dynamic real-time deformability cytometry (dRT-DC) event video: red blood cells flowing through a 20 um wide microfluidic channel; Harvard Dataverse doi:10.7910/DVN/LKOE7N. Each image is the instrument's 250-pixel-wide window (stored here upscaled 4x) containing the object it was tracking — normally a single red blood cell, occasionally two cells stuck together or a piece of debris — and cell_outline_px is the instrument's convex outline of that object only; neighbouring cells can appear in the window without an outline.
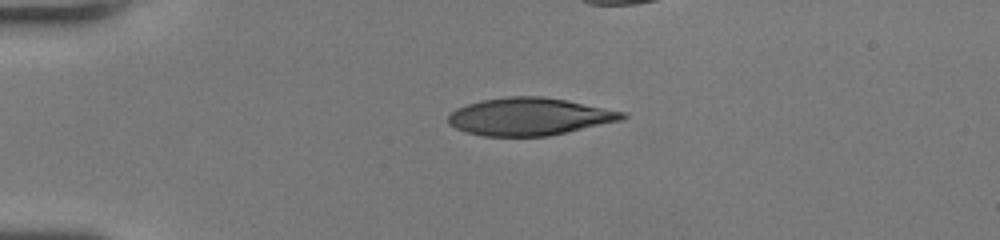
{"species": "human", "species_latin": "Homo sapiens", "temperature_condition": "room temperature", "stored_images_in_passage": 34, "camera_frame_rate_fps": 3000, "um_per_image_px": 0.085, "donor": {"sex": "female"}, "frame": {"image": 1, "passage_image": 1, "time_ms": 0.0, "image_size_px": [1000, 240], "cell_outline_px": [[628, 116], [624, 120], [568, 132], [548, 136], [484, 136], [468, 132], [456, 128], [448, 124], [448, 116], [456, 108], [480, 100], [508, 96], [540, 96], [564, 100], [628, 112]], "centroid_in_image_um": [45.04, 9.91], "position_along_channel_um": 40.0, "area_um2": 38.15}}
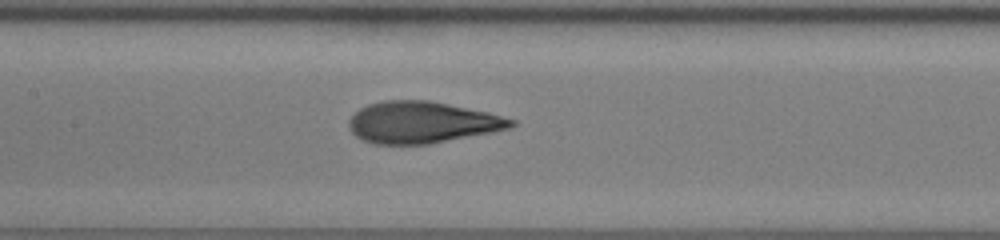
{"frame": {"image": 2, "passage_image": 14, "time_ms": 4.333, "image_size_px": [1000, 240], "cell_outline_px": [[516, 124], [512, 128], [492, 132], [428, 144], [372, 144], [356, 136], [348, 128], [348, 120], [360, 108], [368, 104], [384, 100], [428, 100], [488, 112], [516, 120]], "centroid_in_image_um": [35.87, 10.4], "position_along_channel_um": 171.5, "area_um2": 39.3}}
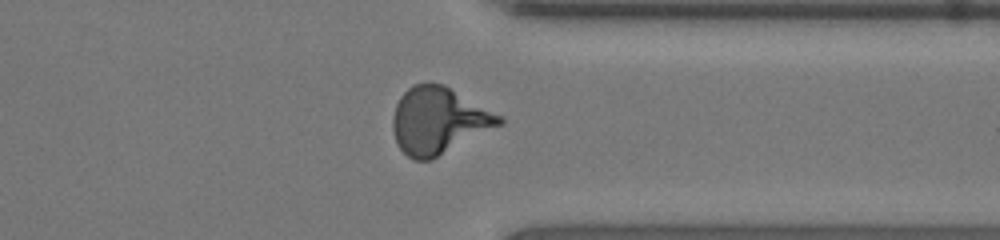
{"frame": {"image": 3, "passage_image": 29, "time_ms": 9.333, "image_size_px": [1000, 240], "cell_outline_px": [[504, 124], [432, 160], [412, 160], [400, 148], [396, 140], [392, 128], [392, 116], [396, 104], [400, 96], [412, 84], [444, 84], [504, 116]], "centroid_in_image_um": [37.31, 10.26], "position_along_channel_um": 374.1, "area_um2": 41.73}, "authors_computed_cell_mechanics": {"area_um2": 39.3329, "velocity_mm_per_s": 4.0735, "shape_relaxation_time_tau1_ms": 5.6647, "shape_relaxation_time_tau2_ms": 0.9018, "deformation_change_tau1": 0.2487, "deformation_change_tau2": 0.0864}}